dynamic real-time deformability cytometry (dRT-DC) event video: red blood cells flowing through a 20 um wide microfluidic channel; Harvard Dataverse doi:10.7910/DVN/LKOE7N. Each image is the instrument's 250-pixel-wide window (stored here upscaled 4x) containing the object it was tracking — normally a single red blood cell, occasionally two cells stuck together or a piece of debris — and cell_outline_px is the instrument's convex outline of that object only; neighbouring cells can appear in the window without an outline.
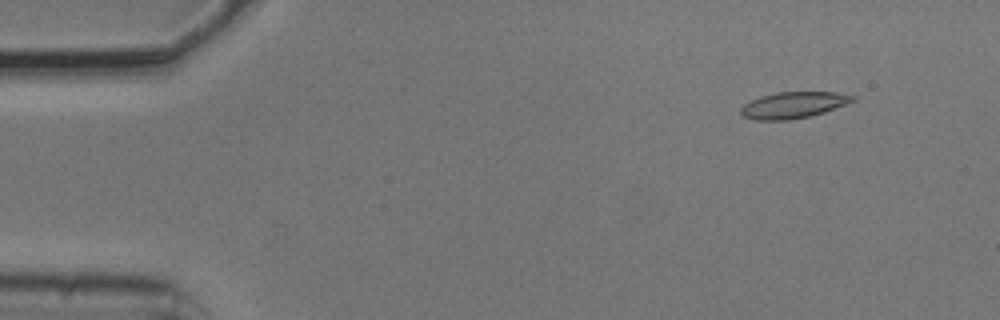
{"species": "common noctule bat (a hibernating species)", "species_latin": "Nyctalus noctula", "temperature_condition": "cold", "stored_images_in_passage": 4, "camera_frame_rate_fps": 3000, "um_per_image_px": 0.085, "animal": {"sex": "male", "body_mass_g": 20.5, "forearm_length_mm": 52.5}, "frame": {"image": 1, "passage_image": 2, "time_ms": 0.333, "image_size_px": [1000, 320], "cell_outline_px": [[856, 100], [824, 112], [808, 116], [788, 120], [756, 120], [744, 116], [740, 112], [740, 108], [744, 104], [760, 96], [776, 92], [836, 92], [856, 96]], "centroid_in_image_um": [67.43, 8.92], "position_along_channel_um": 17.6, "area_um2": 17.05}}
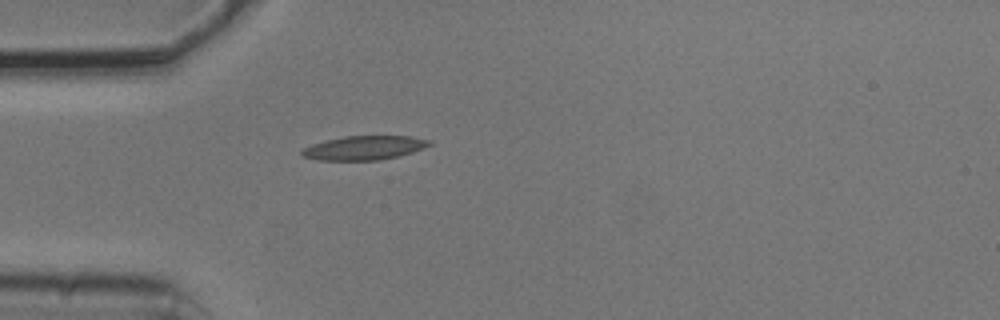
{"frame": {"image": 2, "passage_image": 4, "time_ms": 1.0, "image_size_px": [1000, 320], "cell_outline_px": [[432, 144], [424, 148], [412, 152], [380, 160], [320, 160], [300, 156], [300, 152], [304, 148], [312, 144], [344, 136], [408, 136], [432, 140]], "centroid_in_image_um": [30.96, 12.56], "position_along_channel_um": 54.0, "area_um2": 17.74}}